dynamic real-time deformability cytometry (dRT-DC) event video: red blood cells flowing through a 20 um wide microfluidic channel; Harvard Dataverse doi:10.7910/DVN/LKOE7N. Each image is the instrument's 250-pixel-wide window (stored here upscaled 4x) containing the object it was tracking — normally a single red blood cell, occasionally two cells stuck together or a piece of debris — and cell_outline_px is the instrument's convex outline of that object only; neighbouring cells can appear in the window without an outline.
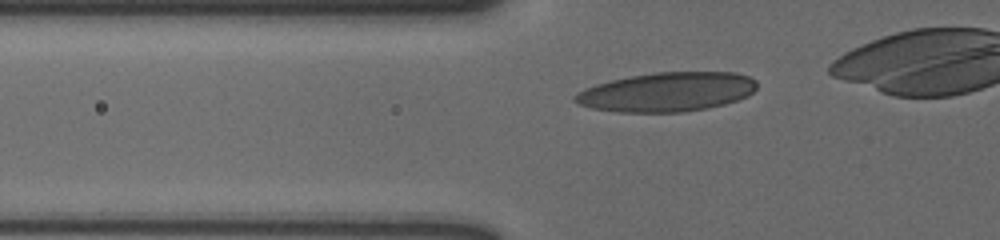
{"species": "human", "species_latin": "Homo sapiens", "temperature_condition": "cold", "stored_images_in_passage": 22, "camera_frame_rate_fps": 3000, "um_per_image_px": 0.085, "donor": {"sex": "male"}, "frame": {"image": 1, "passage_image": 2, "time_ms": 0.333, "image_size_px": [1000, 240], "cell_outline_px": [[756, 88], [748, 96], [724, 104], [708, 108], [684, 112], [616, 112], [592, 108], [580, 104], [572, 100], [572, 96], [576, 92], [584, 88], [596, 84], [612, 80], [652, 72], [736, 72], [748, 76], [756, 80]], "centroid_in_image_um": [56.68, 7.81], "position_along_channel_um": 69.1, "area_um2": 41.73}}
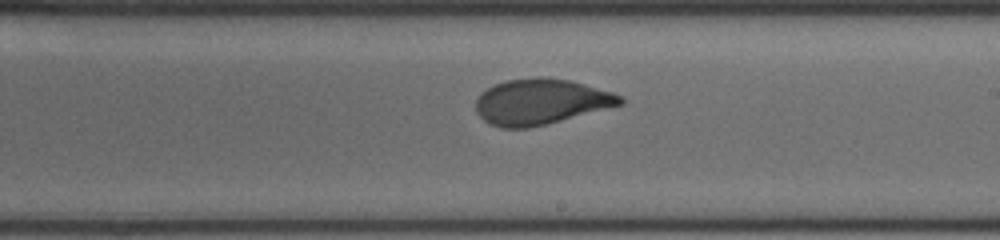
{"frame": {"image": 2, "passage_image": 12, "time_ms": 3.667, "image_size_px": [1000, 240], "cell_outline_px": [[624, 104], [528, 128], [500, 128], [488, 124], [476, 112], [476, 100], [480, 92], [496, 84], [508, 80], [540, 76], [544, 76], [572, 80], [612, 92], [624, 96]], "centroid_in_image_um": [45.96, 8.63], "position_along_channel_um": 243.0, "area_um2": 38.44}}
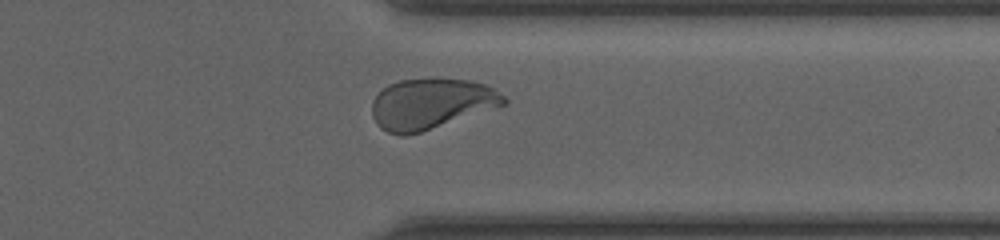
{"frame": {"image": 3, "passage_image": 19, "time_ms": 6.0, "image_size_px": [1000, 240], "cell_outline_px": [[508, 104], [420, 132], [404, 136], [400, 136], [388, 132], [380, 128], [376, 124], [372, 116], [372, 100], [388, 84], [400, 80], [436, 76], [472, 80], [484, 84], [492, 88], [504, 96], [508, 100]], "centroid_in_image_um": [36.64, 8.79], "position_along_channel_um": 374.8, "area_um2": 39.48}}